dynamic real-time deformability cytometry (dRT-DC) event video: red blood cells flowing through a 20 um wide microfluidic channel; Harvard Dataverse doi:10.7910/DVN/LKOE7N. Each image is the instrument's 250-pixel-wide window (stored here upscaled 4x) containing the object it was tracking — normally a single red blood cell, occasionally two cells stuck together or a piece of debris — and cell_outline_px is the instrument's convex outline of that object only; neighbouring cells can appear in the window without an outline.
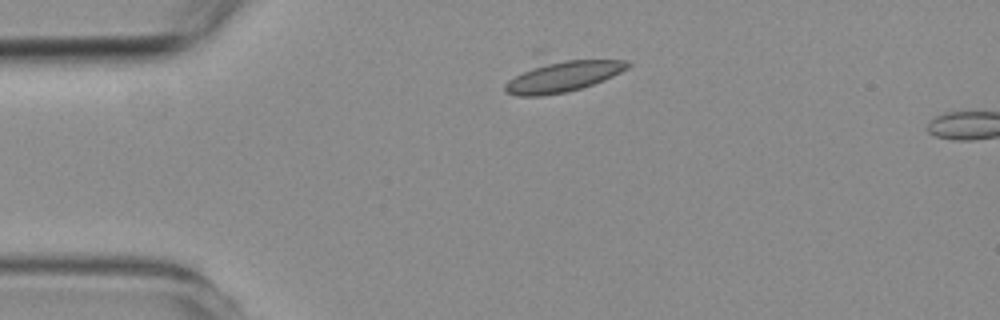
{"species": "common noctule bat (a hibernating species)", "species_latin": "Nyctalus noctula", "temperature_condition": "room temperature", "stored_images_in_passage": 2, "camera_frame_rate_fps": 3000, "um_per_image_px": 0.085, "animal": {"sex": "female", "body_mass_g": 19.3, "forearm_length_mm": 54.1}, "frame": {"image": 1, "passage_image": 1, "time_ms": 0.0, "image_size_px": [1000, 320], "cell_outline_px": [[632, 64], [628, 68], [604, 80], [580, 88], [564, 92], [544, 96], [520, 96], [504, 92], [504, 84], [536, 48], [544, 48], [628, 60]], "centroid_in_image_um": [47.68, 6.15], "position_along_channel_um": 37.3, "area_um2": 28.21}}